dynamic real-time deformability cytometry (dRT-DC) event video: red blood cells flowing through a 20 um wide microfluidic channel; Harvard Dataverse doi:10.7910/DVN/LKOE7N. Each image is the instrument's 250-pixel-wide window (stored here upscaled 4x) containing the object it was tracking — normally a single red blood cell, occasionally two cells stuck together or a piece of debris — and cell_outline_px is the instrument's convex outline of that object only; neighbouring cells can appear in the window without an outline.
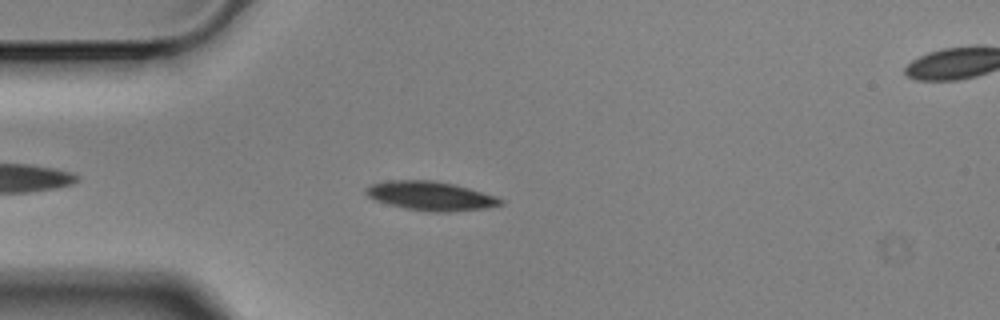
{"species": "Egyptian fruit bat (a non-hibernating species)", "species_latin": "Rousettus aegyptiacus", "temperature_condition": "cold", "stored_images_in_passage": 6, "segment_of_instrument_passage": [1, 2], "camera_frame_rate_fps": 3000, "um_per_image_px": 0.085, "animal": {"sex": "male"}, "frame": {"image": 1, "passage_image": 5, "time_ms": 1.333, "image_size_px": [1000, 320], "cell_outline_px": [[504, 204], [484, 208], [448, 212], [432, 212], [404, 208], [388, 204], [376, 200], [368, 196], [364, 192], [364, 188], [372, 184], [388, 180], [432, 180], [456, 184], [496, 196], [504, 200]], "centroid_in_image_um": [36.6, 16.65], "position_along_channel_um": 48.4, "area_um2": 22.83}}